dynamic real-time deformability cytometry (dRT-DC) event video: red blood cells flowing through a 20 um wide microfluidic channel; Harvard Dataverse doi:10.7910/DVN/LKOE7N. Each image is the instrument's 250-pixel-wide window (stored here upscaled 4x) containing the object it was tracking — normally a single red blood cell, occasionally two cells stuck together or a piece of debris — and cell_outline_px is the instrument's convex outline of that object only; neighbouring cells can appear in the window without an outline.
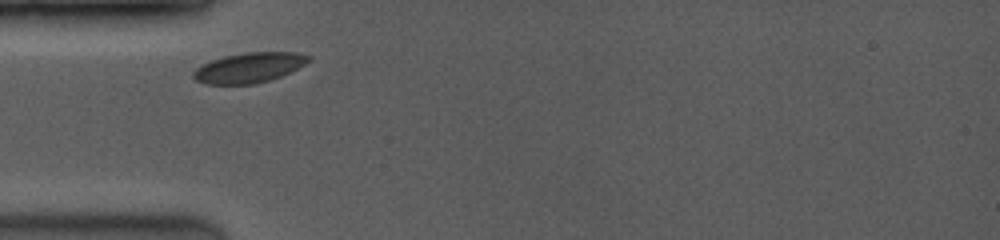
{"species": "common noctule bat (a hibernating species)", "species_latin": "Nyctalus noctula", "temperature_condition": "room temperature", "stored_images_in_passage": 9, "camera_frame_rate_fps": 3500, "um_per_image_px": 0.085, "animal": {"sex": "female", "body_mass_g": 19.0, "forearm_length_mm": 53.3}, "frame": {"image": 1, "passage_image": 1, "time_ms": 0.0, "image_size_px": [1000, 240], "cell_outline_px": [[312, 60], [280, 76], [268, 80], [252, 84], [204, 84], [196, 80], [192, 76], [192, 72], [196, 68], [212, 60], [224, 56], [244, 52], [296, 52], [312, 56]], "centroid_in_image_um": [21.16, 5.74], "position_along_channel_um": 63.8, "area_um2": 20.06}}
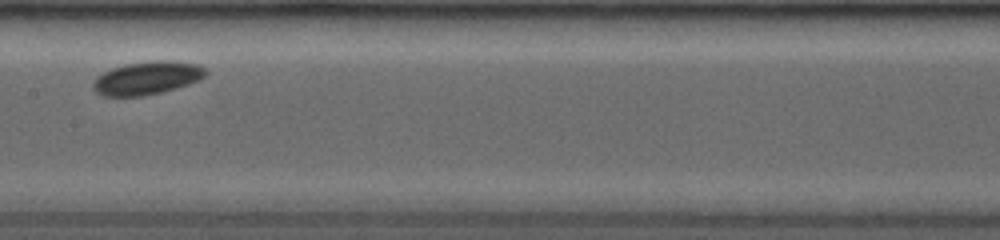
{"frame": {"image": 2, "passage_image": 4, "time_ms": 3.429, "image_size_px": [1000, 240], "cell_outline_px": [[208, 72], [200, 80], [176, 88], [144, 96], [104, 96], [96, 92], [92, 88], [92, 84], [96, 76], [112, 68], [124, 64], [152, 60], [168, 60], [200, 64]], "centroid_in_image_um": [12.5, 6.62], "position_along_channel_um": 194.9, "area_um2": 21.91}}
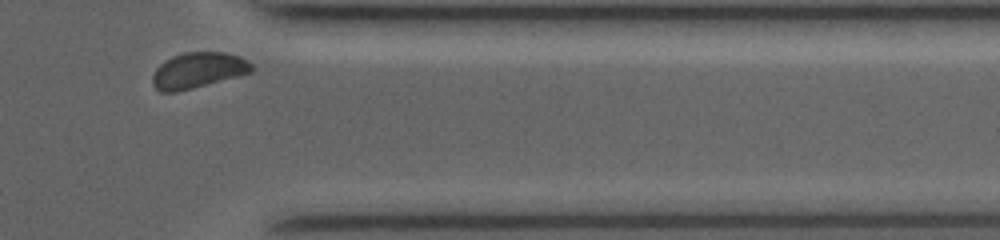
{"frame": {"image": 3, "passage_image": 9, "time_ms": 8.571, "image_size_px": [1000, 240], "cell_outline_px": [[252, 72], [192, 88], [176, 92], [160, 92], [152, 84], [152, 76], [156, 68], [164, 60], [172, 56], [184, 52], [224, 52], [240, 56], [248, 60], [252, 64]], "centroid_in_image_um": [16.81, 5.96], "position_along_channel_um": 394.6, "area_um2": 20.58}}